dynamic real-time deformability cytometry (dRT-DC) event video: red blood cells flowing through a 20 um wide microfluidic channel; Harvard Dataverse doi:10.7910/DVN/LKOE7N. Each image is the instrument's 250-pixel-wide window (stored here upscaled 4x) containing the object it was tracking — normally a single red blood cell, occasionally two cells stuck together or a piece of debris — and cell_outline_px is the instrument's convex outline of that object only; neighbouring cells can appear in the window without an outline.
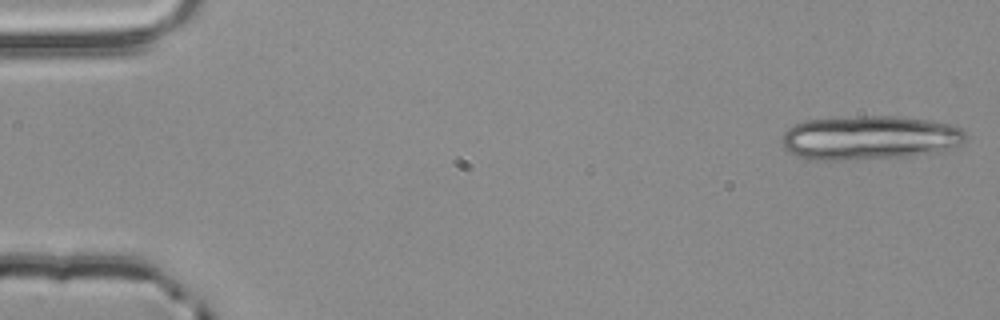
{"species": "common noctule bat (a hibernating species)", "species_latin": "Nyctalus noctula", "temperature_condition": "room temperature", "stored_images_in_passage": 54, "camera_frame_rate_fps": 3000, "um_per_image_px": 0.085, "animal": {"sex": "male", "body_mass_g": 20.4}, "frame": {"image": 1, "passage_image": 1, "time_ms": 0.0, "image_size_px": [1000, 320], "cell_outline_px": [[968, 136], [960, 144], [940, 152], [912, 156], [840, 160], [816, 160], [796, 156], [784, 148], [780, 140], [784, 132], [788, 128], [804, 120], [864, 116], [900, 116], [928, 120], [948, 124], [960, 128], [968, 132]], "centroid_in_image_um": [73.92, 11.71], "position_along_channel_um": 11.1, "area_um2": 47.45}}